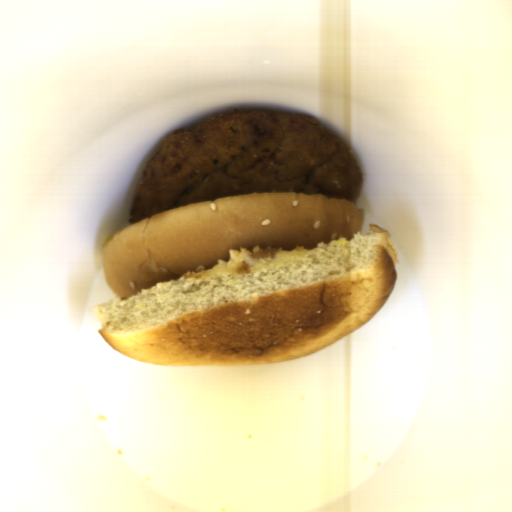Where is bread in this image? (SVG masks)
Returning <instances> with one entry per match:
<instances>
[{
	"instance_id": "1",
	"label": "bread",
	"mask_w": 512,
	"mask_h": 512,
	"mask_svg": "<svg viewBox=\"0 0 512 512\" xmlns=\"http://www.w3.org/2000/svg\"><path fill=\"white\" fill-rule=\"evenodd\" d=\"M358 203L255 193L166 210L99 249L108 345L165 367L262 366L331 346L389 299L400 262Z\"/></svg>"
}]
</instances>
